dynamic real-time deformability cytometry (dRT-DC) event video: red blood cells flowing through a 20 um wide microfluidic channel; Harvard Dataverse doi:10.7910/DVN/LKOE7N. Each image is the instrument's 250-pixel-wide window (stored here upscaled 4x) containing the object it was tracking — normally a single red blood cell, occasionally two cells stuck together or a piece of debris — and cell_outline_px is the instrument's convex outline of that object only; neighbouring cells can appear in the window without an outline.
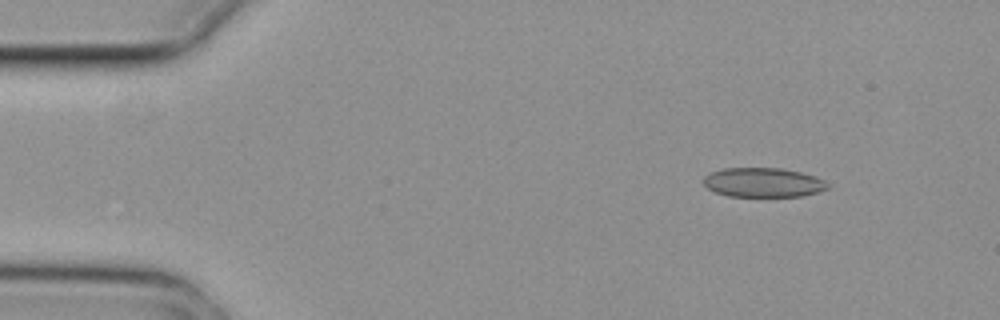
{"species": "common noctule bat (a hibernating species)", "species_latin": "Nyctalus noctula", "temperature_condition": "cold", "stored_images_in_passage": 8, "camera_frame_rate_fps": 3000, "um_per_image_px": 0.085, "animal": {"sex": "female", "body_mass_g": 29.2, "forearm_length_mm": 56.3}, "frame": {"image": 1, "passage_image": 1, "time_ms": 0.0, "image_size_px": [1000, 320], "cell_outline_px": [[828, 188], [804, 196], [728, 196], [716, 192], [708, 188], [704, 184], [704, 176], [712, 172], [724, 168], [784, 168], [816, 176], [824, 180], [828, 184]], "centroid_in_image_um": [64.88, 15.5], "position_along_channel_um": 20.1, "area_um2": 21.15}}
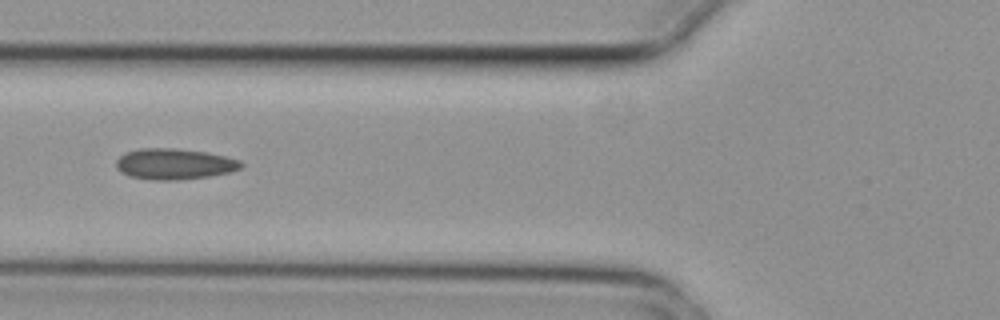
{"frame": {"image": 2, "passage_image": 5, "time_ms": 1.333, "image_size_px": [1000, 320], "cell_outline_px": [[244, 164], [240, 168], [228, 172], [208, 176], [176, 180], [152, 180], [128, 176], [120, 172], [116, 168], [116, 160], [120, 156], [128, 152], [140, 148], [176, 148], [208, 152], [240, 160]], "centroid_in_image_um": [14.79, 13.93], "position_along_channel_um": 111.0, "area_um2": 22.48}}
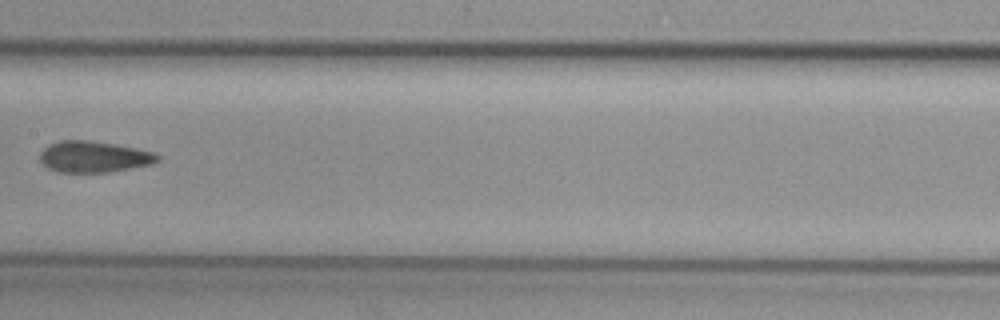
{"frame": {"image": 3, "passage_image": 7, "time_ms": 2.0, "image_size_px": [1000, 320], "cell_outline_px": [[160, 160], [152, 164], [108, 172], [56, 172], [48, 168], [40, 160], [40, 152], [48, 144], [60, 140], [88, 140], [136, 148], [156, 152], [160, 156]], "centroid_in_image_um": [7.98, 13.32], "position_along_channel_um": 199.4, "area_um2": 21.44}}